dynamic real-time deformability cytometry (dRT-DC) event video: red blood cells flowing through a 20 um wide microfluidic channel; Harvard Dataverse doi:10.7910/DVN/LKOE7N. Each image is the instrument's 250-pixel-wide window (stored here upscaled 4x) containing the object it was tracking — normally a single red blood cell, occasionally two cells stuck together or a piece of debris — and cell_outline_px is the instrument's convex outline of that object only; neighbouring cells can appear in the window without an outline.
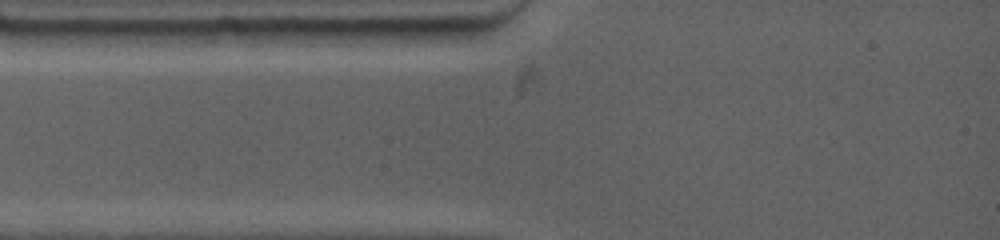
{"species": "common noctule bat (a hibernating species)", "species_latin": "Nyctalus noctula", "temperature_condition": "warm", "stored_images_in_passage": 1, "camera_frame_rate_fps": 4500, "um_per_image_px": 0.085, "animal": {"sex": "female", "body_mass_g": 19.0, "forearm_length_mm": 53.3}, "frame": {"image": 1, "passage_image": 1, "time_ms": 0.0, "image_size_px": [1000, 240], "cell_outline_px": [[164, 32], [136, 44], [104, 48], [64, 44], [48, 32], [68, 28], [148, 28]], "centroid_in_image_um": [8.84, 3.1], "position_along_channel_um": 76.2, "area_um2": 12.02}}